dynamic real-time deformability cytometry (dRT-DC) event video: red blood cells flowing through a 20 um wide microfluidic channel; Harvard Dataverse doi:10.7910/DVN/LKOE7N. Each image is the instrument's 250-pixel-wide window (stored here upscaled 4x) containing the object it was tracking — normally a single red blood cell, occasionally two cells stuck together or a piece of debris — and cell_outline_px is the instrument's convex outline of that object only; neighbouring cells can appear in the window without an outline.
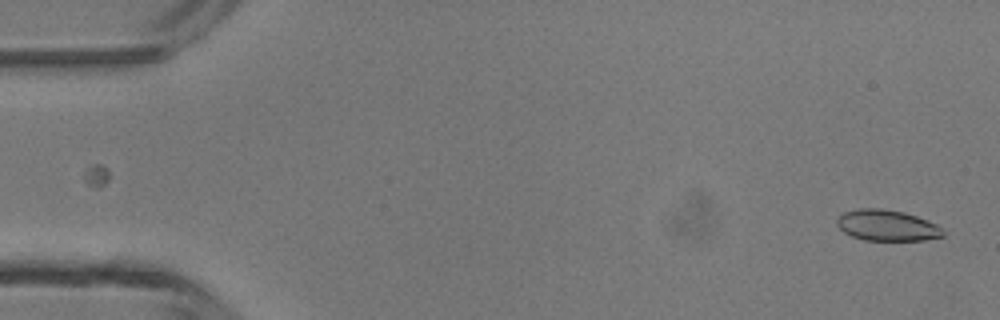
{"species": "common noctule bat (a hibernating species)", "species_latin": "Nyctalus noctula", "temperature_condition": "room temperature", "stored_images_in_passage": 10, "camera_frame_rate_fps": 3000, "um_per_image_px": 0.085, "animal": {"sex": "male", "body_mass_g": 13.3}, "frame": {"image": 1, "passage_image": 1, "time_ms": 0.0, "image_size_px": [1000, 320], "cell_outline_px": [[944, 236], [924, 240], [864, 240], [852, 236], [844, 232], [836, 224], [836, 220], [844, 212], [856, 208], [880, 208], [904, 212], [916, 216], [936, 224], [944, 232]], "centroid_in_image_um": [75.37, 19.15], "position_along_channel_um": 9.6, "area_um2": 19.07}}